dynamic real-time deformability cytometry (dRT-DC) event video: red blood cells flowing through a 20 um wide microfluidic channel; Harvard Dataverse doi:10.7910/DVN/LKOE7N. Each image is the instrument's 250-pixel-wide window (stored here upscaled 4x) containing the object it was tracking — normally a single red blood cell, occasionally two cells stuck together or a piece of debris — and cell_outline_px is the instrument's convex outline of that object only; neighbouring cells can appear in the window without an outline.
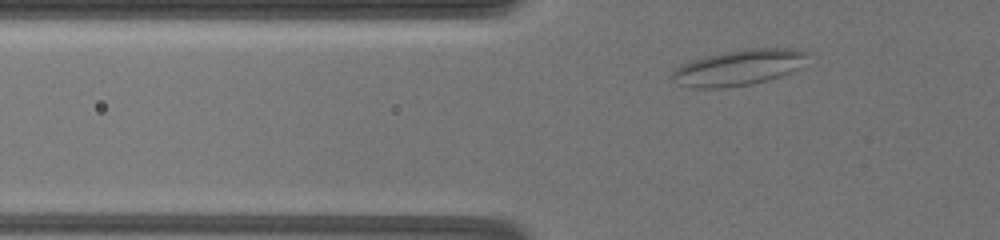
{"species": "common noctule bat (a hibernating species)", "species_latin": "Nyctalus noctula", "temperature_condition": "warm", "stored_images_in_passage": 15, "camera_frame_rate_fps": 3000, "um_per_image_px": 0.085, "animal": {"sex": "female", "body_mass_g": 19.5, "forearm_length_mm": 54.1}, "frame": {"image": 1, "passage_image": 8, "time_ms": 1.667, "image_size_px": [1000, 240], "cell_outline_px": [[812, 52], [792, 72], [768, 80], [752, 84], [724, 88], [692, 88], [676, 84], [668, 76], [676, 68], [684, 64], [708, 56], [724, 52], [748, 48], [792, 48]], "centroid_in_image_um": [62.78, 5.75], "position_along_channel_um": 63.0, "area_um2": 28.15}}